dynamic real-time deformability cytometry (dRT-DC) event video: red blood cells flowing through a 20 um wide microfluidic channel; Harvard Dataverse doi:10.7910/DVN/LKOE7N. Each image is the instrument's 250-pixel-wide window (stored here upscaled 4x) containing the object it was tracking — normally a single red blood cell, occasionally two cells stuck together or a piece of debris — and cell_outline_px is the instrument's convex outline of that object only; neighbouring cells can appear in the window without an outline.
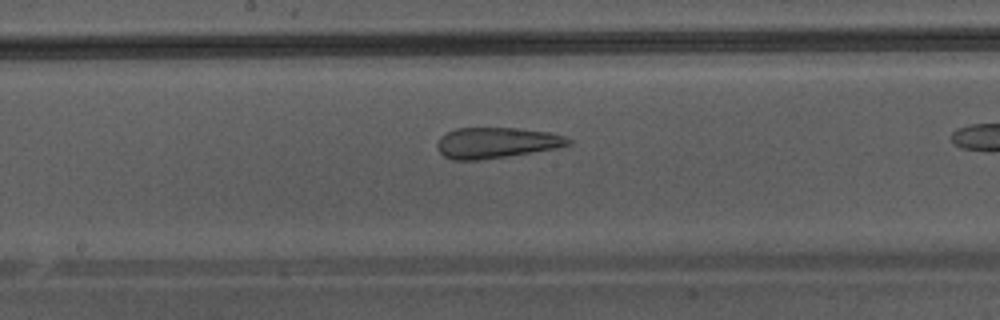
{"species": "Egyptian fruit bat (a non-hibernating species)", "species_latin": "Rousettus aegyptiacus", "temperature_condition": "warm", "stored_images_in_passage": 28, "camera_frame_rate_fps": 3000, "um_per_image_px": 0.085, "animal": {"sex": "male"}, "frame": {"image": 1, "passage_image": 16, "time_ms": 5.0, "image_size_px": [1000, 320], "cell_outline_px": [[572, 144], [556, 148], [508, 156], [480, 160], [452, 160], [444, 156], [436, 148], [436, 144], [440, 136], [456, 128], [516, 128], [552, 132], [564, 136], [572, 140]], "centroid_in_image_um": [42.19, 12.13], "position_along_channel_um": 206.0, "area_um2": 23.64}}